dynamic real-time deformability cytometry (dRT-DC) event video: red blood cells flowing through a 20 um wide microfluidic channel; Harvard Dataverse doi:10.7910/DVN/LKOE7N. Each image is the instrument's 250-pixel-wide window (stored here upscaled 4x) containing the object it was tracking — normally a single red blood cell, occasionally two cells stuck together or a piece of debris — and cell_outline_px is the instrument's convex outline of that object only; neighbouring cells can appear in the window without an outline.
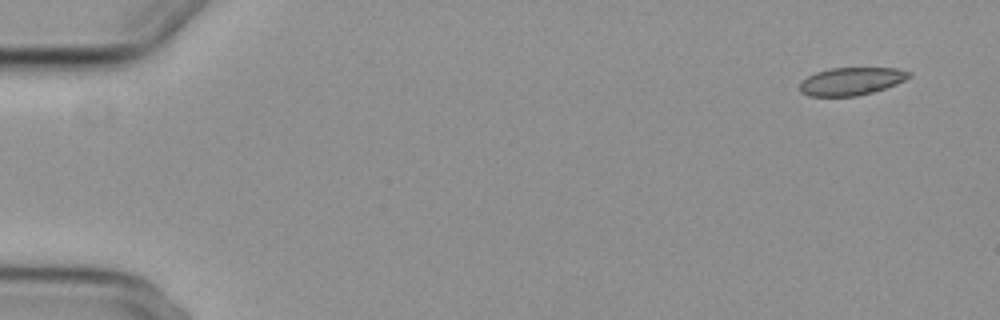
{"species": "common noctule bat (a hibernating species)", "species_latin": "Nyctalus noctula", "temperature_condition": "cold", "stored_images_in_passage": 5, "camera_frame_rate_fps": 3000, "um_per_image_px": 0.085, "animal": {"sex": "female", "body_mass_g": 29.2, "forearm_length_mm": 56.3}, "frame": {"image": 1, "passage_image": 1, "time_ms": 0.0, "image_size_px": [1000, 320], "cell_outline_px": [[912, 76], [896, 84], [872, 92], [856, 96], [808, 96], [800, 92], [800, 80], [816, 72], [828, 68], [896, 68], [912, 72]], "centroid_in_image_um": [72.34, 6.9], "position_along_channel_um": 12.7, "area_um2": 17.74}}
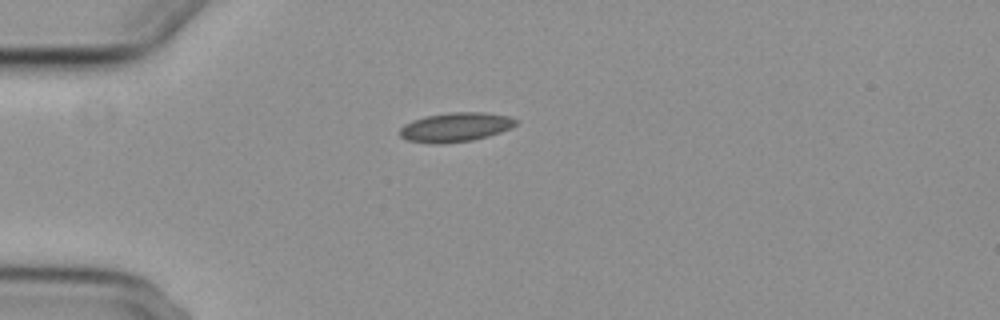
{"frame": {"image": 2, "passage_image": 4, "time_ms": 4.0, "image_size_px": [1000, 320], "cell_outline_px": [[516, 124], [500, 132], [488, 136], [472, 140], [440, 144], [428, 144], [408, 140], [400, 136], [400, 128], [404, 124], [412, 120], [424, 116], [448, 112], [484, 112], [508, 116], [516, 120]], "centroid_in_image_um": [38.66, 10.81], "position_along_channel_um": 46.3, "area_um2": 19.77}}